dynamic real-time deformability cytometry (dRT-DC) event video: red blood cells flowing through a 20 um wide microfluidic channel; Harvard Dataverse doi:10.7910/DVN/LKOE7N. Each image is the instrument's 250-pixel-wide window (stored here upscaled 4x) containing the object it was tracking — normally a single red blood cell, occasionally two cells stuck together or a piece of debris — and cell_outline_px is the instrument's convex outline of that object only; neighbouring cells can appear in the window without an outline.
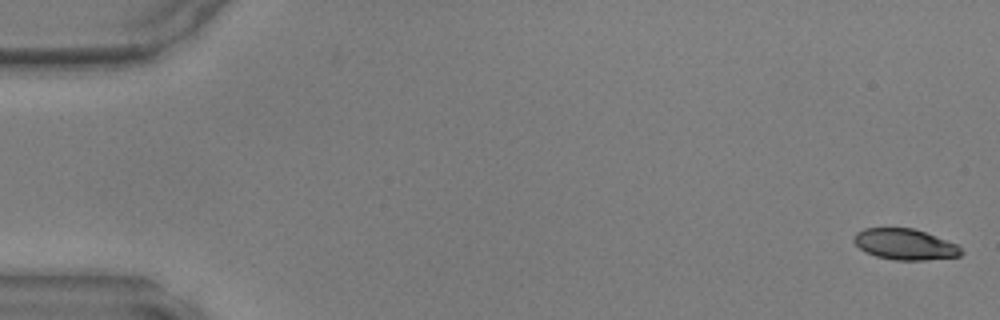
{"species": "common noctule bat (a hibernating species)", "species_latin": "Nyctalus noctula", "temperature_condition": "warm", "stored_images_in_passage": 39, "camera_frame_rate_fps": 3000, "um_per_image_px": 0.085, "animal": {"sex": "male", "body_mass_g": 17.9, "forearm_length_mm": 54.2}, "frame": {"image": 1, "passage_image": 1, "time_ms": 0.0, "image_size_px": [1000, 320], "cell_outline_px": [[964, 252], [960, 256], [924, 260], [896, 260], [876, 256], [860, 248], [852, 240], [852, 236], [856, 232], [864, 228], [912, 228], [924, 232], [956, 244]], "centroid_in_image_um": [76.89, 20.76], "position_along_channel_um": 8.1, "area_um2": 19.13}}
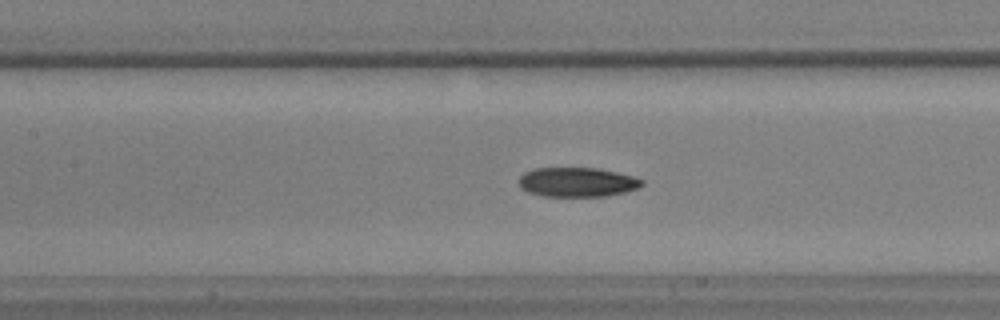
{"frame": {"image": 2, "passage_image": 22, "time_ms": 7.0, "image_size_px": [1000, 320], "cell_outline_px": [[644, 184], [636, 188], [624, 192], [608, 196], [544, 196], [528, 192], [520, 188], [520, 176], [524, 172], [536, 168], [596, 168], [616, 172], [632, 176], [644, 180]], "centroid_in_image_um": [49.05, 15.48], "position_along_channel_um": 158.3, "area_um2": 20.98}}
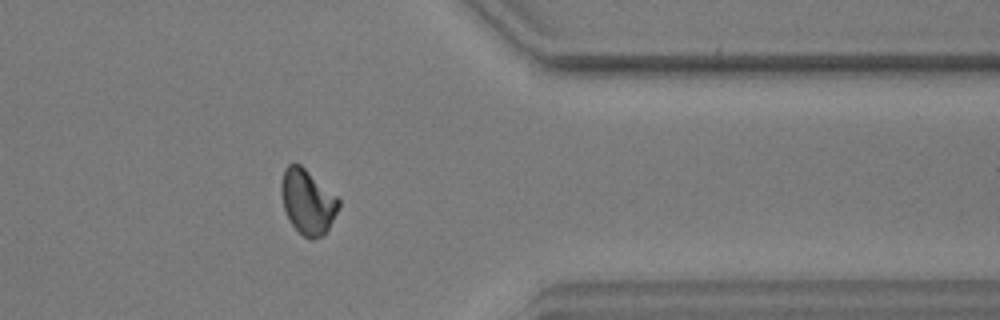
{"frame": {"image": 3, "passage_image": 39, "time_ms": 12.667, "image_size_px": [1000, 320], "cell_outline_px": [[340, 204], [328, 228], [320, 236], [312, 240], [308, 240], [292, 224], [284, 208], [280, 192], [280, 184], [284, 168], [288, 164], [300, 164], [336, 196], [340, 200]], "centroid_in_image_um": [26.12, 17.13], "position_along_channel_um": 385.3, "area_um2": 21.27}}